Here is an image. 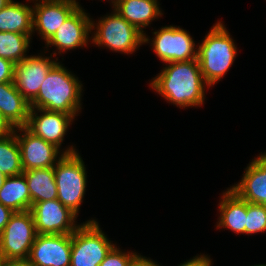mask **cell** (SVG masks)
<instances>
[{
	"mask_svg": "<svg viewBox=\"0 0 266 266\" xmlns=\"http://www.w3.org/2000/svg\"><path fill=\"white\" fill-rule=\"evenodd\" d=\"M167 64L151 81L150 87L177 107H201L205 99V86L209 85L203 78L198 60Z\"/></svg>",
	"mask_w": 266,
	"mask_h": 266,
	"instance_id": "6da1fadb",
	"label": "cell"
},
{
	"mask_svg": "<svg viewBox=\"0 0 266 266\" xmlns=\"http://www.w3.org/2000/svg\"><path fill=\"white\" fill-rule=\"evenodd\" d=\"M58 62L39 88L31 108L76 115L81 108L82 84Z\"/></svg>",
	"mask_w": 266,
	"mask_h": 266,
	"instance_id": "7a4b0ae2",
	"label": "cell"
},
{
	"mask_svg": "<svg viewBox=\"0 0 266 266\" xmlns=\"http://www.w3.org/2000/svg\"><path fill=\"white\" fill-rule=\"evenodd\" d=\"M225 25H213L198 46L197 60L205 82L215 85L229 70L237 56V48Z\"/></svg>",
	"mask_w": 266,
	"mask_h": 266,
	"instance_id": "3957f363",
	"label": "cell"
},
{
	"mask_svg": "<svg viewBox=\"0 0 266 266\" xmlns=\"http://www.w3.org/2000/svg\"><path fill=\"white\" fill-rule=\"evenodd\" d=\"M91 26L92 30L97 29L93 33L92 43L115 52L132 54L141 44L148 43L150 40L146 37V33H142L137 27L127 22L115 10L107 17L101 18L96 24L92 21Z\"/></svg>",
	"mask_w": 266,
	"mask_h": 266,
	"instance_id": "277c9868",
	"label": "cell"
},
{
	"mask_svg": "<svg viewBox=\"0 0 266 266\" xmlns=\"http://www.w3.org/2000/svg\"><path fill=\"white\" fill-rule=\"evenodd\" d=\"M86 174L84 162L77 152L64 154L54 166L57 199L76 215L84 199Z\"/></svg>",
	"mask_w": 266,
	"mask_h": 266,
	"instance_id": "5b68a950",
	"label": "cell"
},
{
	"mask_svg": "<svg viewBox=\"0 0 266 266\" xmlns=\"http://www.w3.org/2000/svg\"><path fill=\"white\" fill-rule=\"evenodd\" d=\"M114 246L98 222L88 220L72 233L70 266H99Z\"/></svg>",
	"mask_w": 266,
	"mask_h": 266,
	"instance_id": "8992f818",
	"label": "cell"
},
{
	"mask_svg": "<svg viewBox=\"0 0 266 266\" xmlns=\"http://www.w3.org/2000/svg\"><path fill=\"white\" fill-rule=\"evenodd\" d=\"M36 236L31 210L14 212L0 233V259H28Z\"/></svg>",
	"mask_w": 266,
	"mask_h": 266,
	"instance_id": "52a82bcc",
	"label": "cell"
},
{
	"mask_svg": "<svg viewBox=\"0 0 266 266\" xmlns=\"http://www.w3.org/2000/svg\"><path fill=\"white\" fill-rule=\"evenodd\" d=\"M16 129L24 133H21L22 135L20 136L17 134L18 131ZM14 133L20 147L21 163L24 171L54 167L64 154L77 152L74 146H71L67 147L64 152L62 151L60 155L59 148L36 136L25 126L15 128Z\"/></svg>",
	"mask_w": 266,
	"mask_h": 266,
	"instance_id": "ba28073f",
	"label": "cell"
},
{
	"mask_svg": "<svg viewBox=\"0 0 266 266\" xmlns=\"http://www.w3.org/2000/svg\"><path fill=\"white\" fill-rule=\"evenodd\" d=\"M152 47L165 63L197 59V49L191 35L179 26H165L154 32ZM196 49V50H195Z\"/></svg>",
	"mask_w": 266,
	"mask_h": 266,
	"instance_id": "9c48e42d",
	"label": "cell"
},
{
	"mask_svg": "<svg viewBox=\"0 0 266 266\" xmlns=\"http://www.w3.org/2000/svg\"><path fill=\"white\" fill-rule=\"evenodd\" d=\"M31 212L37 234H72L80 226L78 216L58 199L34 203Z\"/></svg>",
	"mask_w": 266,
	"mask_h": 266,
	"instance_id": "30bf717a",
	"label": "cell"
},
{
	"mask_svg": "<svg viewBox=\"0 0 266 266\" xmlns=\"http://www.w3.org/2000/svg\"><path fill=\"white\" fill-rule=\"evenodd\" d=\"M72 234H37L28 261L33 266H70Z\"/></svg>",
	"mask_w": 266,
	"mask_h": 266,
	"instance_id": "8fae6325",
	"label": "cell"
},
{
	"mask_svg": "<svg viewBox=\"0 0 266 266\" xmlns=\"http://www.w3.org/2000/svg\"><path fill=\"white\" fill-rule=\"evenodd\" d=\"M44 56H27L15 64L13 83L19 93L31 103L38 95L40 86L49 71L58 63Z\"/></svg>",
	"mask_w": 266,
	"mask_h": 266,
	"instance_id": "7c38bea8",
	"label": "cell"
},
{
	"mask_svg": "<svg viewBox=\"0 0 266 266\" xmlns=\"http://www.w3.org/2000/svg\"><path fill=\"white\" fill-rule=\"evenodd\" d=\"M79 6L76 0H40L33 7V32L47 43Z\"/></svg>",
	"mask_w": 266,
	"mask_h": 266,
	"instance_id": "4fadbf2b",
	"label": "cell"
},
{
	"mask_svg": "<svg viewBox=\"0 0 266 266\" xmlns=\"http://www.w3.org/2000/svg\"><path fill=\"white\" fill-rule=\"evenodd\" d=\"M40 112L41 115L36 113ZM77 115H70L63 112L48 111L45 109L30 108L26 128L39 136L46 142L55 145L60 149L67 132L68 126L71 124L74 117Z\"/></svg>",
	"mask_w": 266,
	"mask_h": 266,
	"instance_id": "5bb4252c",
	"label": "cell"
},
{
	"mask_svg": "<svg viewBox=\"0 0 266 266\" xmlns=\"http://www.w3.org/2000/svg\"><path fill=\"white\" fill-rule=\"evenodd\" d=\"M92 19L79 6L61 25L56 33L47 41L46 45L56 46L58 53L77 47L87 46L89 33L92 32Z\"/></svg>",
	"mask_w": 266,
	"mask_h": 266,
	"instance_id": "9a60e30c",
	"label": "cell"
},
{
	"mask_svg": "<svg viewBox=\"0 0 266 266\" xmlns=\"http://www.w3.org/2000/svg\"><path fill=\"white\" fill-rule=\"evenodd\" d=\"M230 189L246 202L266 206V153L253 159L240 182Z\"/></svg>",
	"mask_w": 266,
	"mask_h": 266,
	"instance_id": "2e32d148",
	"label": "cell"
},
{
	"mask_svg": "<svg viewBox=\"0 0 266 266\" xmlns=\"http://www.w3.org/2000/svg\"><path fill=\"white\" fill-rule=\"evenodd\" d=\"M222 195V201L218 204L220 217L217 228H227L236 234H245L247 202L230 188Z\"/></svg>",
	"mask_w": 266,
	"mask_h": 266,
	"instance_id": "e0dca14e",
	"label": "cell"
},
{
	"mask_svg": "<svg viewBox=\"0 0 266 266\" xmlns=\"http://www.w3.org/2000/svg\"><path fill=\"white\" fill-rule=\"evenodd\" d=\"M30 108L13 82L0 83V111L14 128L26 126Z\"/></svg>",
	"mask_w": 266,
	"mask_h": 266,
	"instance_id": "ac0fdd59",
	"label": "cell"
},
{
	"mask_svg": "<svg viewBox=\"0 0 266 266\" xmlns=\"http://www.w3.org/2000/svg\"><path fill=\"white\" fill-rule=\"evenodd\" d=\"M113 8L142 33L144 27L163 14L157 0H120Z\"/></svg>",
	"mask_w": 266,
	"mask_h": 266,
	"instance_id": "d6986e66",
	"label": "cell"
},
{
	"mask_svg": "<svg viewBox=\"0 0 266 266\" xmlns=\"http://www.w3.org/2000/svg\"><path fill=\"white\" fill-rule=\"evenodd\" d=\"M33 34V6L13 0L0 9V32Z\"/></svg>",
	"mask_w": 266,
	"mask_h": 266,
	"instance_id": "ffe728a7",
	"label": "cell"
},
{
	"mask_svg": "<svg viewBox=\"0 0 266 266\" xmlns=\"http://www.w3.org/2000/svg\"><path fill=\"white\" fill-rule=\"evenodd\" d=\"M0 203L13 212L31 210V196L23 173L5 178L0 188Z\"/></svg>",
	"mask_w": 266,
	"mask_h": 266,
	"instance_id": "44dd1931",
	"label": "cell"
},
{
	"mask_svg": "<svg viewBox=\"0 0 266 266\" xmlns=\"http://www.w3.org/2000/svg\"><path fill=\"white\" fill-rule=\"evenodd\" d=\"M32 205L37 202L57 199L54 167L26 170L23 172Z\"/></svg>",
	"mask_w": 266,
	"mask_h": 266,
	"instance_id": "7402d4cb",
	"label": "cell"
},
{
	"mask_svg": "<svg viewBox=\"0 0 266 266\" xmlns=\"http://www.w3.org/2000/svg\"><path fill=\"white\" fill-rule=\"evenodd\" d=\"M0 171L6 177L20 175L24 172L20 147L14 132L0 137Z\"/></svg>",
	"mask_w": 266,
	"mask_h": 266,
	"instance_id": "603a6c76",
	"label": "cell"
},
{
	"mask_svg": "<svg viewBox=\"0 0 266 266\" xmlns=\"http://www.w3.org/2000/svg\"><path fill=\"white\" fill-rule=\"evenodd\" d=\"M31 37L15 32H0V57L17 64L27 57Z\"/></svg>",
	"mask_w": 266,
	"mask_h": 266,
	"instance_id": "cb8c5ba5",
	"label": "cell"
},
{
	"mask_svg": "<svg viewBox=\"0 0 266 266\" xmlns=\"http://www.w3.org/2000/svg\"><path fill=\"white\" fill-rule=\"evenodd\" d=\"M266 231V206L247 202L245 234Z\"/></svg>",
	"mask_w": 266,
	"mask_h": 266,
	"instance_id": "d4e9b609",
	"label": "cell"
},
{
	"mask_svg": "<svg viewBox=\"0 0 266 266\" xmlns=\"http://www.w3.org/2000/svg\"><path fill=\"white\" fill-rule=\"evenodd\" d=\"M137 255L136 252H122L114 246L99 266H129Z\"/></svg>",
	"mask_w": 266,
	"mask_h": 266,
	"instance_id": "484cf974",
	"label": "cell"
},
{
	"mask_svg": "<svg viewBox=\"0 0 266 266\" xmlns=\"http://www.w3.org/2000/svg\"><path fill=\"white\" fill-rule=\"evenodd\" d=\"M15 64L0 57V83L13 82Z\"/></svg>",
	"mask_w": 266,
	"mask_h": 266,
	"instance_id": "4316f807",
	"label": "cell"
},
{
	"mask_svg": "<svg viewBox=\"0 0 266 266\" xmlns=\"http://www.w3.org/2000/svg\"><path fill=\"white\" fill-rule=\"evenodd\" d=\"M179 266H212V262L210 257L202 254L200 256L193 257L183 264L181 263Z\"/></svg>",
	"mask_w": 266,
	"mask_h": 266,
	"instance_id": "83f0119b",
	"label": "cell"
},
{
	"mask_svg": "<svg viewBox=\"0 0 266 266\" xmlns=\"http://www.w3.org/2000/svg\"><path fill=\"white\" fill-rule=\"evenodd\" d=\"M14 212L0 203V233L9 222L10 217Z\"/></svg>",
	"mask_w": 266,
	"mask_h": 266,
	"instance_id": "f1b7e54d",
	"label": "cell"
},
{
	"mask_svg": "<svg viewBox=\"0 0 266 266\" xmlns=\"http://www.w3.org/2000/svg\"><path fill=\"white\" fill-rule=\"evenodd\" d=\"M15 128L7 121L0 111V137L13 133Z\"/></svg>",
	"mask_w": 266,
	"mask_h": 266,
	"instance_id": "f546056e",
	"label": "cell"
},
{
	"mask_svg": "<svg viewBox=\"0 0 266 266\" xmlns=\"http://www.w3.org/2000/svg\"><path fill=\"white\" fill-rule=\"evenodd\" d=\"M0 266H33L28 259H0Z\"/></svg>",
	"mask_w": 266,
	"mask_h": 266,
	"instance_id": "4dcf8cb0",
	"label": "cell"
},
{
	"mask_svg": "<svg viewBox=\"0 0 266 266\" xmlns=\"http://www.w3.org/2000/svg\"><path fill=\"white\" fill-rule=\"evenodd\" d=\"M129 266H160L156 262H153L151 259L143 257L142 255H137Z\"/></svg>",
	"mask_w": 266,
	"mask_h": 266,
	"instance_id": "1f68e13d",
	"label": "cell"
},
{
	"mask_svg": "<svg viewBox=\"0 0 266 266\" xmlns=\"http://www.w3.org/2000/svg\"><path fill=\"white\" fill-rule=\"evenodd\" d=\"M12 0H0V9L8 5Z\"/></svg>",
	"mask_w": 266,
	"mask_h": 266,
	"instance_id": "d6a6232c",
	"label": "cell"
},
{
	"mask_svg": "<svg viewBox=\"0 0 266 266\" xmlns=\"http://www.w3.org/2000/svg\"><path fill=\"white\" fill-rule=\"evenodd\" d=\"M5 178H6V176H4V174L0 171V188L3 185V182H4Z\"/></svg>",
	"mask_w": 266,
	"mask_h": 266,
	"instance_id": "836d02e7",
	"label": "cell"
},
{
	"mask_svg": "<svg viewBox=\"0 0 266 266\" xmlns=\"http://www.w3.org/2000/svg\"><path fill=\"white\" fill-rule=\"evenodd\" d=\"M120 0H111L113 7L119 2Z\"/></svg>",
	"mask_w": 266,
	"mask_h": 266,
	"instance_id": "e575fe53",
	"label": "cell"
},
{
	"mask_svg": "<svg viewBox=\"0 0 266 266\" xmlns=\"http://www.w3.org/2000/svg\"><path fill=\"white\" fill-rule=\"evenodd\" d=\"M254 266H266V264H261V265L259 264V265H254Z\"/></svg>",
	"mask_w": 266,
	"mask_h": 266,
	"instance_id": "d590c367",
	"label": "cell"
}]
</instances>
